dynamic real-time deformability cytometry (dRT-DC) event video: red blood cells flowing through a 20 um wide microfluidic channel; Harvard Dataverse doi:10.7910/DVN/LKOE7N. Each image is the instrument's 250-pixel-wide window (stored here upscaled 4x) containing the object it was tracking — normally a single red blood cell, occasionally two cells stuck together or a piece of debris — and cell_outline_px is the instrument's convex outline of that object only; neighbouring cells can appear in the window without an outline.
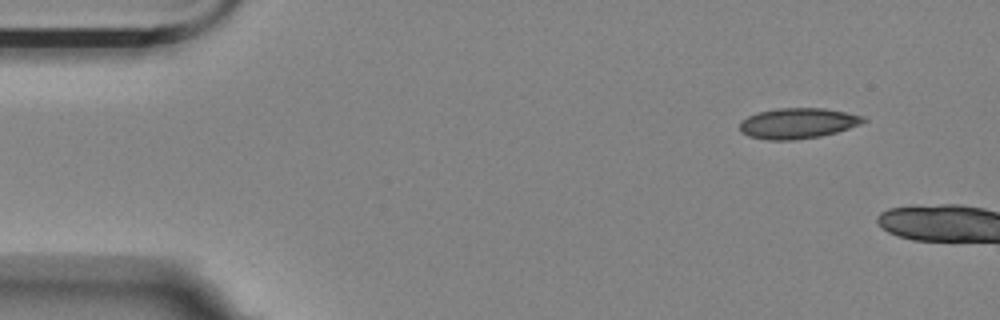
{"species": "Egyptian fruit bat (a non-hibernating species)", "species_latin": "Rousettus aegyptiacus", "temperature_condition": "room temperature", "stored_images_in_passage": 2, "camera_frame_rate_fps": 3000, "um_per_image_px": 0.085, "animal": {"sex": "female"}, "frame": {"image": 1, "passage_image": 1, "time_ms": 0.0, "image_size_px": [1000, 320], "cell_outline_px": [[868, 120], [860, 124], [836, 132], [820, 136], [792, 140], [768, 140], [748, 136], [740, 132], [740, 120], [756, 112], [780, 108], [824, 108], [864, 116]], "centroid_in_image_um": [67.77, 10.48], "position_along_channel_um": 17.2, "area_um2": 22.02}}